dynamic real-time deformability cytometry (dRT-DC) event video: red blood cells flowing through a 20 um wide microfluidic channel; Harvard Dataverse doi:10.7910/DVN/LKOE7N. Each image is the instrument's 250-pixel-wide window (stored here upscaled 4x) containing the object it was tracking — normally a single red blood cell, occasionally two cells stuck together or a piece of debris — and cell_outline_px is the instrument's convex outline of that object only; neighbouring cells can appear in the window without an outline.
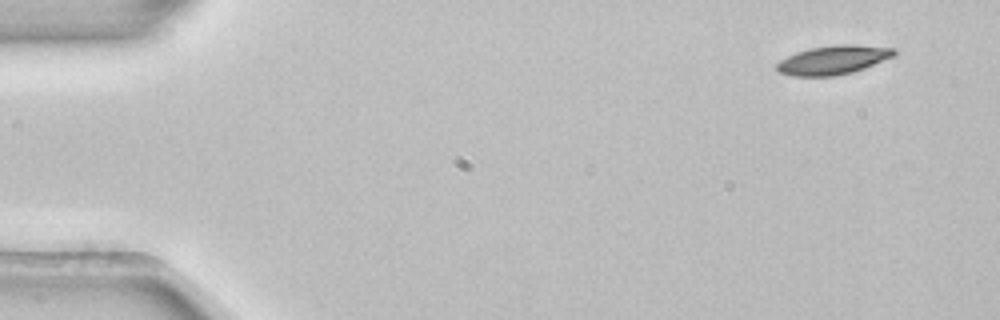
{"species": "common noctule bat (a hibernating species)", "species_latin": "Nyctalus noctula", "temperature_condition": "room temperature", "stored_images_in_passage": 5, "camera_frame_rate_fps": 3000, "um_per_image_px": 0.085, "animal": {"sex": "female", "body_mass_g": 22.7, "forearm_length_mm": 54.2}, "frame": {"image": 1, "passage_image": 1, "time_ms": 0.0, "image_size_px": [1000, 320], "cell_outline_px": [[896, 52], [892, 56], [864, 68], [852, 72], [836, 76], [792, 76], [780, 72], [776, 68], [776, 64], [780, 60], [796, 52], [808, 48], [832, 44], [852, 44], [896, 48]], "centroid_in_image_um": [70.79, 5.08], "position_along_channel_um": 14.2, "area_um2": 19.77}}